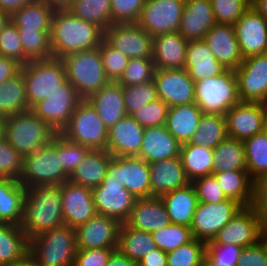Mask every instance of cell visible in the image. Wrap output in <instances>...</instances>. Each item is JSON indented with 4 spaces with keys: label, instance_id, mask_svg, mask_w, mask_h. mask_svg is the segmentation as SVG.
Returning a JSON list of instances; mask_svg holds the SVG:
<instances>
[{
    "label": "cell",
    "instance_id": "6da1fadb",
    "mask_svg": "<svg viewBox=\"0 0 267 266\" xmlns=\"http://www.w3.org/2000/svg\"><path fill=\"white\" fill-rule=\"evenodd\" d=\"M50 37L53 57L61 59L70 53L98 48L104 39V31L67 9L55 10Z\"/></svg>",
    "mask_w": 267,
    "mask_h": 266
},
{
    "label": "cell",
    "instance_id": "7a4b0ae2",
    "mask_svg": "<svg viewBox=\"0 0 267 266\" xmlns=\"http://www.w3.org/2000/svg\"><path fill=\"white\" fill-rule=\"evenodd\" d=\"M61 185L26 188L21 228L28 240L64 225Z\"/></svg>",
    "mask_w": 267,
    "mask_h": 266
},
{
    "label": "cell",
    "instance_id": "3957f363",
    "mask_svg": "<svg viewBox=\"0 0 267 266\" xmlns=\"http://www.w3.org/2000/svg\"><path fill=\"white\" fill-rule=\"evenodd\" d=\"M66 79L82 99H88L110 80L103 66L99 47L70 53L61 58Z\"/></svg>",
    "mask_w": 267,
    "mask_h": 266
},
{
    "label": "cell",
    "instance_id": "277c9868",
    "mask_svg": "<svg viewBox=\"0 0 267 266\" xmlns=\"http://www.w3.org/2000/svg\"><path fill=\"white\" fill-rule=\"evenodd\" d=\"M76 252L75 228L65 224L29 240V254L38 266H73Z\"/></svg>",
    "mask_w": 267,
    "mask_h": 266
},
{
    "label": "cell",
    "instance_id": "5b68a950",
    "mask_svg": "<svg viewBox=\"0 0 267 266\" xmlns=\"http://www.w3.org/2000/svg\"><path fill=\"white\" fill-rule=\"evenodd\" d=\"M58 156V133L53 140L24 156L20 182L25 188L32 186L61 185L69 180Z\"/></svg>",
    "mask_w": 267,
    "mask_h": 266
},
{
    "label": "cell",
    "instance_id": "8992f818",
    "mask_svg": "<svg viewBox=\"0 0 267 266\" xmlns=\"http://www.w3.org/2000/svg\"><path fill=\"white\" fill-rule=\"evenodd\" d=\"M4 137L23 157L51 142L57 132L32 110L5 117Z\"/></svg>",
    "mask_w": 267,
    "mask_h": 266
},
{
    "label": "cell",
    "instance_id": "52a82bcc",
    "mask_svg": "<svg viewBox=\"0 0 267 266\" xmlns=\"http://www.w3.org/2000/svg\"><path fill=\"white\" fill-rule=\"evenodd\" d=\"M240 102L237 76L233 69L195 82V104L203 114L225 115Z\"/></svg>",
    "mask_w": 267,
    "mask_h": 266
},
{
    "label": "cell",
    "instance_id": "ba28073f",
    "mask_svg": "<svg viewBox=\"0 0 267 266\" xmlns=\"http://www.w3.org/2000/svg\"><path fill=\"white\" fill-rule=\"evenodd\" d=\"M27 100L31 109L66 80L65 68L60 58L32 60L21 66Z\"/></svg>",
    "mask_w": 267,
    "mask_h": 266
},
{
    "label": "cell",
    "instance_id": "9c48e42d",
    "mask_svg": "<svg viewBox=\"0 0 267 266\" xmlns=\"http://www.w3.org/2000/svg\"><path fill=\"white\" fill-rule=\"evenodd\" d=\"M108 131L96 109L87 99H83L60 134L67 140L89 149L106 150Z\"/></svg>",
    "mask_w": 267,
    "mask_h": 266
},
{
    "label": "cell",
    "instance_id": "30bf717a",
    "mask_svg": "<svg viewBox=\"0 0 267 266\" xmlns=\"http://www.w3.org/2000/svg\"><path fill=\"white\" fill-rule=\"evenodd\" d=\"M103 181L121 183L136 199L151 197L149 163L138 156H113Z\"/></svg>",
    "mask_w": 267,
    "mask_h": 266
},
{
    "label": "cell",
    "instance_id": "8fae6325",
    "mask_svg": "<svg viewBox=\"0 0 267 266\" xmlns=\"http://www.w3.org/2000/svg\"><path fill=\"white\" fill-rule=\"evenodd\" d=\"M82 100L77 90L66 79L59 89L35 104L31 110L57 133H60Z\"/></svg>",
    "mask_w": 267,
    "mask_h": 266
},
{
    "label": "cell",
    "instance_id": "7c38bea8",
    "mask_svg": "<svg viewBox=\"0 0 267 266\" xmlns=\"http://www.w3.org/2000/svg\"><path fill=\"white\" fill-rule=\"evenodd\" d=\"M242 208L231 199L216 204L199 202L190 226L193 238L205 243L212 241L218 231Z\"/></svg>",
    "mask_w": 267,
    "mask_h": 266
},
{
    "label": "cell",
    "instance_id": "4fadbf2b",
    "mask_svg": "<svg viewBox=\"0 0 267 266\" xmlns=\"http://www.w3.org/2000/svg\"><path fill=\"white\" fill-rule=\"evenodd\" d=\"M104 40L129 59L153 58V37L137 23L110 24Z\"/></svg>",
    "mask_w": 267,
    "mask_h": 266
},
{
    "label": "cell",
    "instance_id": "5bb4252c",
    "mask_svg": "<svg viewBox=\"0 0 267 266\" xmlns=\"http://www.w3.org/2000/svg\"><path fill=\"white\" fill-rule=\"evenodd\" d=\"M185 0H146L137 24L149 35L179 30Z\"/></svg>",
    "mask_w": 267,
    "mask_h": 266
},
{
    "label": "cell",
    "instance_id": "9a60e30c",
    "mask_svg": "<svg viewBox=\"0 0 267 266\" xmlns=\"http://www.w3.org/2000/svg\"><path fill=\"white\" fill-rule=\"evenodd\" d=\"M234 71L241 102L267 104V53L244 58Z\"/></svg>",
    "mask_w": 267,
    "mask_h": 266
},
{
    "label": "cell",
    "instance_id": "2e32d148",
    "mask_svg": "<svg viewBox=\"0 0 267 266\" xmlns=\"http://www.w3.org/2000/svg\"><path fill=\"white\" fill-rule=\"evenodd\" d=\"M263 226L254 209L243 207L223 226L212 241L206 244L238 245L242 248L256 244L261 240Z\"/></svg>",
    "mask_w": 267,
    "mask_h": 266
},
{
    "label": "cell",
    "instance_id": "e0dca14e",
    "mask_svg": "<svg viewBox=\"0 0 267 266\" xmlns=\"http://www.w3.org/2000/svg\"><path fill=\"white\" fill-rule=\"evenodd\" d=\"M157 96L169 107L195 102V82L183 69H155Z\"/></svg>",
    "mask_w": 267,
    "mask_h": 266
},
{
    "label": "cell",
    "instance_id": "ac0fdd59",
    "mask_svg": "<svg viewBox=\"0 0 267 266\" xmlns=\"http://www.w3.org/2000/svg\"><path fill=\"white\" fill-rule=\"evenodd\" d=\"M96 213L112 217L120 223H125L136 198L125 187L116 181H102L92 188Z\"/></svg>",
    "mask_w": 267,
    "mask_h": 266
},
{
    "label": "cell",
    "instance_id": "d6986e66",
    "mask_svg": "<svg viewBox=\"0 0 267 266\" xmlns=\"http://www.w3.org/2000/svg\"><path fill=\"white\" fill-rule=\"evenodd\" d=\"M266 112V103L240 102L236 104L225 114L228 137L244 141L263 132Z\"/></svg>",
    "mask_w": 267,
    "mask_h": 266
},
{
    "label": "cell",
    "instance_id": "ffe728a7",
    "mask_svg": "<svg viewBox=\"0 0 267 266\" xmlns=\"http://www.w3.org/2000/svg\"><path fill=\"white\" fill-rule=\"evenodd\" d=\"M121 223L96 214L75 228L77 249L117 248Z\"/></svg>",
    "mask_w": 267,
    "mask_h": 266
},
{
    "label": "cell",
    "instance_id": "44dd1931",
    "mask_svg": "<svg viewBox=\"0 0 267 266\" xmlns=\"http://www.w3.org/2000/svg\"><path fill=\"white\" fill-rule=\"evenodd\" d=\"M61 201L64 224L72 228L86 223L97 214L92 188L73 183L70 180L61 184Z\"/></svg>",
    "mask_w": 267,
    "mask_h": 266
},
{
    "label": "cell",
    "instance_id": "7402d4cb",
    "mask_svg": "<svg viewBox=\"0 0 267 266\" xmlns=\"http://www.w3.org/2000/svg\"><path fill=\"white\" fill-rule=\"evenodd\" d=\"M233 26L243 58L267 53V21L252 6Z\"/></svg>",
    "mask_w": 267,
    "mask_h": 266
},
{
    "label": "cell",
    "instance_id": "603a6c76",
    "mask_svg": "<svg viewBox=\"0 0 267 266\" xmlns=\"http://www.w3.org/2000/svg\"><path fill=\"white\" fill-rule=\"evenodd\" d=\"M144 130L131 116H125L109 129L106 150L112 156H139Z\"/></svg>",
    "mask_w": 267,
    "mask_h": 266
},
{
    "label": "cell",
    "instance_id": "cb8c5ba5",
    "mask_svg": "<svg viewBox=\"0 0 267 266\" xmlns=\"http://www.w3.org/2000/svg\"><path fill=\"white\" fill-rule=\"evenodd\" d=\"M202 40L226 69L235 70L244 59L233 25L216 23Z\"/></svg>",
    "mask_w": 267,
    "mask_h": 266
},
{
    "label": "cell",
    "instance_id": "d4e9b609",
    "mask_svg": "<svg viewBox=\"0 0 267 266\" xmlns=\"http://www.w3.org/2000/svg\"><path fill=\"white\" fill-rule=\"evenodd\" d=\"M216 23L210 0H185L178 33L186 41L202 40Z\"/></svg>",
    "mask_w": 267,
    "mask_h": 266
},
{
    "label": "cell",
    "instance_id": "484cf974",
    "mask_svg": "<svg viewBox=\"0 0 267 266\" xmlns=\"http://www.w3.org/2000/svg\"><path fill=\"white\" fill-rule=\"evenodd\" d=\"M170 219L160 197L138 198L124 224L131 228L152 233L167 225Z\"/></svg>",
    "mask_w": 267,
    "mask_h": 266
},
{
    "label": "cell",
    "instance_id": "4316f807",
    "mask_svg": "<svg viewBox=\"0 0 267 266\" xmlns=\"http://www.w3.org/2000/svg\"><path fill=\"white\" fill-rule=\"evenodd\" d=\"M151 197L187 186L190 181L185 175L180 157L149 163Z\"/></svg>",
    "mask_w": 267,
    "mask_h": 266
},
{
    "label": "cell",
    "instance_id": "83f0119b",
    "mask_svg": "<svg viewBox=\"0 0 267 266\" xmlns=\"http://www.w3.org/2000/svg\"><path fill=\"white\" fill-rule=\"evenodd\" d=\"M87 100L96 109L108 130L119 120L127 116L124 105L123 86L117 81H109Z\"/></svg>",
    "mask_w": 267,
    "mask_h": 266
},
{
    "label": "cell",
    "instance_id": "f1b7e54d",
    "mask_svg": "<svg viewBox=\"0 0 267 266\" xmlns=\"http://www.w3.org/2000/svg\"><path fill=\"white\" fill-rule=\"evenodd\" d=\"M181 144L174 138L165 125L147 127L138 157L146 162H157L180 157Z\"/></svg>",
    "mask_w": 267,
    "mask_h": 266
},
{
    "label": "cell",
    "instance_id": "f546056e",
    "mask_svg": "<svg viewBox=\"0 0 267 266\" xmlns=\"http://www.w3.org/2000/svg\"><path fill=\"white\" fill-rule=\"evenodd\" d=\"M186 41L178 31L153 37L155 69H183L187 54Z\"/></svg>",
    "mask_w": 267,
    "mask_h": 266
},
{
    "label": "cell",
    "instance_id": "4dcf8cb0",
    "mask_svg": "<svg viewBox=\"0 0 267 266\" xmlns=\"http://www.w3.org/2000/svg\"><path fill=\"white\" fill-rule=\"evenodd\" d=\"M184 69L194 82L215 77L226 70L204 40L188 41Z\"/></svg>",
    "mask_w": 267,
    "mask_h": 266
},
{
    "label": "cell",
    "instance_id": "1f68e13d",
    "mask_svg": "<svg viewBox=\"0 0 267 266\" xmlns=\"http://www.w3.org/2000/svg\"><path fill=\"white\" fill-rule=\"evenodd\" d=\"M173 224L190 227L198 205L195 187L189 183L183 188L167 192L160 196Z\"/></svg>",
    "mask_w": 267,
    "mask_h": 266
},
{
    "label": "cell",
    "instance_id": "d6a6232c",
    "mask_svg": "<svg viewBox=\"0 0 267 266\" xmlns=\"http://www.w3.org/2000/svg\"><path fill=\"white\" fill-rule=\"evenodd\" d=\"M203 111L194 103L169 107L166 128L181 145L189 143L197 131Z\"/></svg>",
    "mask_w": 267,
    "mask_h": 266
},
{
    "label": "cell",
    "instance_id": "836d02e7",
    "mask_svg": "<svg viewBox=\"0 0 267 266\" xmlns=\"http://www.w3.org/2000/svg\"><path fill=\"white\" fill-rule=\"evenodd\" d=\"M112 155L103 149H90L76 170L69 176L73 183L94 188L105 178Z\"/></svg>",
    "mask_w": 267,
    "mask_h": 266
},
{
    "label": "cell",
    "instance_id": "e575fe53",
    "mask_svg": "<svg viewBox=\"0 0 267 266\" xmlns=\"http://www.w3.org/2000/svg\"><path fill=\"white\" fill-rule=\"evenodd\" d=\"M26 188L19 180L0 178V223L21 226Z\"/></svg>",
    "mask_w": 267,
    "mask_h": 266
},
{
    "label": "cell",
    "instance_id": "d590c367",
    "mask_svg": "<svg viewBox=\"0 0 267 266\" xmlns=\"http://www.w3.org/2000/svg\"><path fill=\"white\" fill-rule=\"evenodd\" d=\"M55 10L44 1L35 0L10 15V20L18 30L51 31Z\"/></svg>",
    "mask_w": 267,
    "mask_h": 266
},
{
    "label": "cell",
    "instance_id": "8d00e7d4",
    "mask_svg": "<svg viewBox=\"0 0 267 266\" xmlns=\"http://www.w3.org/2000/svg\"><path fill=\"white\" fill-rule=\"evenodd\" d=\"M227 199L250 207L253 199V180L247 170H234L213 174Z\"/></svg>",
    "mask_w": 267,
    "mask_h": 266
},
{
    "label": "cell",
    "instance_id": "74e56055",
    "mask_svg": "<svg viewBox=\"0 0 267 266\" xmlns=\"http://www.w3.org/2000/svg\"><path fill=\"white\" fill-rule=\"evenodd\" d=\"M29 253V240L21 226L0 223V266L22 259Z\"/></svg>",
    "mask_w": 267,
    "mask_h": 266
},
{
    "label": "cell",
    "instance_id": "f35d334b",
    "mask_svg": "<svg viewBox=\"0 0 267 266\" xmlns=\"http://www.w3.org/2000/svg\"><path fill=\"white\" fill-rule=\"evenodd\" d=\"M29 108L22 71L0 84V116L9 117L27 112Z\"/></svg>",
    "mask_w": 267,
    "mask_h": 266
},
{
    "label": "cell",
    "instance_id": "ab89813d",
    "mask_svg": "<svg viewBox=\"0 0 267 266\" xmlns=\"http://www.w3.org/2000/svg\"><path fill=\"white\" fill-rule=\"evenodd\" d=\"M180 158L190 183L197 178L212 174L213 149L186 143L181 145Z\"/></svg>",
    "mask_w": 267,
    "mask_h": 266
},
{
    "label": "cell",
    "instance_id": "60d3db41",
    "mask_svg": "<svg viewBox=\"0 0 267 266\" xmlns=\"http://www.w3.org/2000/svg\"><path fill=\"white\" fill-rule=\"evenodd\" d=\"M212 174L247 170L244 143L227 137L213 149Z\"/></svg>",
    "mask_w": 267,
    "mask_h": 266
},
{
    "label": "cell",
    "instance_id": "b9f144b4",
    "mask_svg": "<svg viewBox=\"0 0 267 266\" xmlns=\"http://www.w3.org/2000/svg\"><path fill=\"white\" fill-rule=\"evenodd\" d=\"M122 253L138 263L147 253L158 248L151 233L121 223L118 247Z\"/></svg>",
    "mask_w": 267,
    "mask_h": 266
},
{
    "label": "cell",
    "instance_id": "7bdbcfd3",
    "mask_svg": "<svg viewBox=\"0 0 267 266\" xmlns=\"http://www.w3.org/2000/svg\"><path fill=\"white\" fill-rule=\"evenodd\" d=\"M227 137L225 115L203 114L189 143L214 149Z\"/></svg>",
    "mask_w": 267,
    "mask_h": 266
},
{
    "label": "cell",
    "instance_id": "ee69618b",
    "mask_svg": "<svg viewBox=\"0 0 267 266\" xmlns=\"http://www.w3.org/2000/svg\"><path fill=\"white\" fill-rule=\"evenodd\" d=\"M67 10L103 31L111 24V0H74Z\"/></svg>",
    "mask_w": 267,
    "mask_h": 266
},
{
    "label": "cell",
    "instance_id": "f6af8a7d",
    "mask_svg": "<svg viewBox=\"0 0 267 266\" xmlns=\"http://www.w3.org/2000/svg\"><path fill=\"white\" fill-rule=\"evenodd\" d=\"M247 171L254 181L267 173V136L261 132L243 141Z\"/></svg>",
    "mask_w": 267,
    "mask_h": 266
},
{
    "label": "cell",
    "instance_id": "bcb514c9",
    "mask_svg": "<svg viewBox=\"0 0 267 266\" xmlns=\"http://www.w3.org/2000/svg\"><path fill=\"white\" fill-rule=\"evenodd\" d=\"M25 56L30 60L53 58L51 31L18 30Z\"/></svg>",
    "mask_w": 267,
    "mask_h": 266
},
{
    "label": "cell",
    "instance_id": "7dc6e473",
    "mask_svg": "<svg viewBox=\"0 0 267 266\" xmlns=\"http://www.w3.org/2000/svg\"><path fill=\"white\" fill-rule=\"evenodd\" d=\"M157 247L168 253L192 241L190 227L170 223L169 225L151 233Z\"/></svg>",
    "mask_w": 267,
    "mask_h": 266
},
{
    "label": "cell",
    "instance_id": "c3c4849f",
    "mask_svg": "<svg viewBox=\"0 0 267 266\" xmlns=\"http://www.w3.org/2000/svg\"><path fill=\"white\" fill-rule=\"evenodd\" d=\"M123 97L126 113L131 116L142 106L158 99L154 80L137 85L123 86Z\"/></svg>",
    "mask_w": 267,
    "mask_h": 266
},
{
    "label": "cell",
    "instance_id": "681fc988",
    "mask_svg": "<svg viewBox=\"0 0 267 266\" xmlns=\"http://www.w3.org/2000/svg\"><path fill=\"white\" fill-rule=\"evenodd\" d=\"M206 254V243L193 239L167 253V266H200Z\"/></svg>",
    "mask_w": 267,
    "mask_h": 266
},
{
    "label": "cell",
    "instance_id": "f907efd6",
    "mask_svg": "<svg viewBox=\"0 0 267 266\" xmlns=\"http://www.w3.org/2000/svg\"><path fill=\"white\" fill-rule=\"evenodd\" d=\"M154 71L155 66L152 59H129L123 75L117 82L122 86L147 83L153 80Z\"/></svg>",
    "mask_w": 267,
    "mask_h": 266
},
{
    "label": "cell",
    "instance_id": "816d5d0a",
    "mask_svg": "<svg viewBox=\"0 0 267 266\" xmlns=\"http://www.w3.org/2000/svg\"><path fill=\"white\" fill-rule=\"evenodd\" d=\"M215 20L219 24L234 25L251 6V0H210Z\"/></svg>",
    "mask_w": 267,
    "mask_h": 266
},
{
    "label": "cell",
    "instance_id": "f5cc1de1",
    "mask_svg": "<svg viewBox=\"0 0 267 266\" xmlns=\"http://www.w3.org/2000/svg\"><path fill=\"white\" fill-rule=\"evenodd\" d=\"M0 55L12 58L21 65L30 61L23 52L18 28L11 20L0 31Z\"/></svg>",
    "mask_w": 267,
    "mask_h": 266
},
{
    "label": "cell",
    "instance_id": "db71d44e",
    "mask_svg": "<svg viewBox=\"0 0 267 266\" xmlns=\"http://www.w3.org/2000/svg\"><path fill=\"white\" fill-rule=\"evenodd\" d=\"M24 157L11 146L5 137L0 140V178L20 180Z\"/></svg>",
    "mask_w": 267,
    "mask_h": 266
},
{
    "label": "cell",
    "instance_id": "11a10c76",
    "mask_svg": "<svg viewBox=\"0 0 267 266\" xmlns=\"http://www.w3.org/2000/svg\"><path fill=\"white\" fill-rule=\"evenodd\" d=\"M105 74L110 81H118L124 73L129 58L109 45L104 39L99 46Z\"/></svg>",
    "mask_w": 267,
    "mask_h": 266
},
{
    "label": "cell",
    "instance_id": "9f6ffc18",
    "mask_svg": "<svg viewBox=\"0 0 267 266\" xmlns=\"http://www.w3.org/2000/svg\"><path fill=\"white\" fill-rule=\"evenodd\" d=\"M169 106L161 99H156L142 106L131 117L143 128L166 124Z\"/></svg>",
    "mask_w": 267,
    "mask_h": 266
},
{
    "label": "cell",
    "instance_id": "6f0895ef",
    "mask_svg": "<svg viewBox=\"0 0 267 266\" xmlns=\"http://www.w3.org/2000/svg\"><path fill=\"white\" fill-rule=\"evenodd\" d=\"M90 149L71 142L58 133V156H61V166L71 175Z\"/></svg>",
    "mask_w": 267,
    "mask_h": 266
},
{
    "label": "cell",
    "instance_id": "680465c9",
    "mask_svg": "<svg viewBox=\"0 0 267 266\" xmlns=\"http://www.w3.org/2000/svg\"><path fill=\"white\" fill-rule=\"evenodd\" d=\"M146 0H111L112 23H137Z\"/></svg>",
    "mask_w": 267,
    "mask_h": 266
},
{
    "label": "cell",
    "instance_id": "91938a15",
    "mask_svg": "<svg viewBox=\"0 0 267 266\" xmlns=\"http://www.w3.org/2000/svg\"><path fill=\"white\" fill-rule=\"evenodd\" d=\"M192 184L195 187L198 202L216 204L217 202L227 200L213 174L197 178Z\"/></svg>",
    "mask_w": 267,
    "mask_h": 266
},
{
    "label": "cell",
    "instance_id": "94428289",
    "mask_svg": "<svg viewBox=\"0 0 267 266\" xmlns=\"http://www.w3.org/2000/svg\"><path fill=\"white\" fill-rule=\"evenodd\" d=\"M242 249L232 244H206V254L218 265L237 266Z\"/></svg>",
    "mask_w": 267,
    "mask_h": 266
},
{
    "label": "cell",
    "instance_id": "6125c7cd",
    "mask_svg": "<svg viewBox=\"0 0 267 266\" xmlns=\"http://www.w3.org/2000/svg\"><path fill=\"white\" fill-rule=\"evenodd\" d=\"M251 207L260 218L263 228H267V173L253 181Z\"/></svg>",
    "mask_w": 267,
    "mask_h": 266
},
{
    "label": "cell",
    "instance_id": "be15d7a7",
    "mask_svg": "<svg viewBox=\"0 0 267 266\" xmlns=\"http://www.w3.org/2000/svg\"><path fill=\"white\" fill-rule=\"evenodd\" d=\"M115 249L117 248L77 249L73 266H106Z\"/></svg>",
    "mask_w": 267,
    "mask_h": 266
},
{
    "label": "cell",
    "instance_id": "e7e4bbea",
    "mask_svg": "<svg viewBox=\"0 0 267 266\" xmlns=\"http://www.w3.org/2000/svg\"><path fill=\"white\" fill-rule=\"evenodd\" d=\"M237 266H267V248L262 240L242 249Z\"/></svg>",
    "mask_w": 267,
    "mask_h": 266
},
{
    "label": "cell",
    "instance_id": "03108f58",
    "mask_svg": "<svg viewBox=\"0 0 267 266\" xmlns=\"http://www.w3.org/2000/svg\"><path fill=\"white\" fill-rule=\"evenodd\" d=\"M21 66L16 60L0 55V84L17 75Z\"/></svg>",
    "mask_w": 267,
    "mask_h": 266
},
{
    "label": "cell",
    "instance_id": "003e7915",
    "mask_svg": "<svg viewBox=\"0 0 267 266\" xmlns=\"http://www.w3.org/2000/svg\"><path fill=\"white\" fill-rule=\"evenodd\" d=\"M138 266H167V253L156 248L147 253L138 263Z\"/></svg>",
    "mask_w": 267,
    "mask_h": 266
},
{
    "label": "cell",
    "instance_id": "a7ac6f4b",
    "mask_svg": "<svg viewBox=\"0 0 267 266\" xmlns=\"http://www.w3.org/2000/svg\"><path fill=\"white\" fill-rule=\"evenodd\" d=\"M106 266H137V263L117 248L112 251Z\"/></svg>",
    "mask_w": 267,
    "mask_h": 266
},
{
    "label": "cell",
    "instance_id": "89a4df30",
    "mask_svg": "<svg viewBox=\"0 0 267 266\" xmlns=\"http://www.w3.org/2000/svg\"><path fill=\"white\" fill-rule=\"evenodd\" d=\"M33 1L35 0H0V10L11 15L14 11Z\"/></svg>",
    "mask_w": 267,
    "mask_h": 266
},
{
    "label": "cell",
    "instance_id": "2644e50d",
    "mask_svg": "<svg viewBox=\"0 0 267 266\" xmlns=\"http://www.w3.org/2000/svg\"><path fill=\"white\" fill-rule=\"evenodd\" d=\"M47 5L51 6L54 10H65L70 7L74 0H41Z\"/></svg>",
    "mask_w": 267,
    "mask_h": 266
},
{
    "label": "cell",
    "instance_id": "8c879c8a",
    "mask_svg": "<svg viewBox=\"0 0 267 266\" xmlns=\"http://www.w3.org/2000/svg\"><path fill=\"white\" fill-rule=\"evenodd\" d=\"M251 6L267 21V0H251Z\"/></svg>",
    "mask_w": 267,
    "mask_h": 266
},
{
    "label": "cell",
    "instance_id": "753ad0ef",
    "mask_svg": "<svg viewBox=\"0 0 267 266\" xmlns=\"http://www.w3.org/2000/svg\"><path fill=\"white\" fill-rule=\"evenodd\" d=\"M6 266H38L34 258L27 253L22 259L14 261L13 263Z\"/></svg>",
    "mask_w": 267,
    "mask_h": 266
},
{
    "label": "cell",
    "instance_id": "34e18365",
    "mask_svg": "<svg viewBox=\"0 0 267 266\" xmlns=\"http://www.w3.org/2000/svg\"><path fill=\"white\" fill-rule=\"evenodd\" d=\"M10 21V14L8 12L0 10V31L8 24Z\"/></svg>",
    "mask_w": 267,
    "mask_h": 266
},
{
    "label": "cell",
    "instance_id": "11e5206c",
    "mask_svg": "<svg viewBox=\"0 0 267 266\" xmlns=\"http://www.w3.org/2000/svg\"><path fill=\"white\" fill-rule=\"evenodd\" d=\"M200 266H227V265H218L207 254H205Z\"/></svg>",
    "mask_w": 267,
    "mask_h": 266
},
{
    "label": "cell",
    "instance_id": "2a66077c",
    "mask_svg": "<svg viewBox=\"0 0 267 266\" xmlns=\"http://www.w3.org/2000/svg\"><path fill=\"white\" fill-rule=\"evenodd\" d=\"M5 130V117L0 116V140L4 138Z\"/></svg>",
    "mask_w": 267,
    "mask_h": 266
},
{
    "label": "cell",
    "instance_id": "b9fcfbb0",
    "mask_svg": "<svg viewBox=\"0 0 267 266\" xmlns=\"http://www.w3.org/2000/svg\"><path fill=\"white\" fill-rule=\"evenodd\" d=\"M261 240L267 248V228H263L261 232Z\"/></svg>",
    "mask_w": 267,
    "mask_h": 266
},
{
    "label": "cell",
    "instance_id": "09005b40",
    "mask_svg": "<svg viewBox=\"0 0 267 266\" xmlns=\"http://www.w3.org/2000/svg\"><path fill=\"white\" fill-rule=\"evenodd\" d=\"M263 133L267 136V112L263 122Z\"/></svg>",
    "mask_w": 267,
    "mask_h": 266
}]
</instances>
